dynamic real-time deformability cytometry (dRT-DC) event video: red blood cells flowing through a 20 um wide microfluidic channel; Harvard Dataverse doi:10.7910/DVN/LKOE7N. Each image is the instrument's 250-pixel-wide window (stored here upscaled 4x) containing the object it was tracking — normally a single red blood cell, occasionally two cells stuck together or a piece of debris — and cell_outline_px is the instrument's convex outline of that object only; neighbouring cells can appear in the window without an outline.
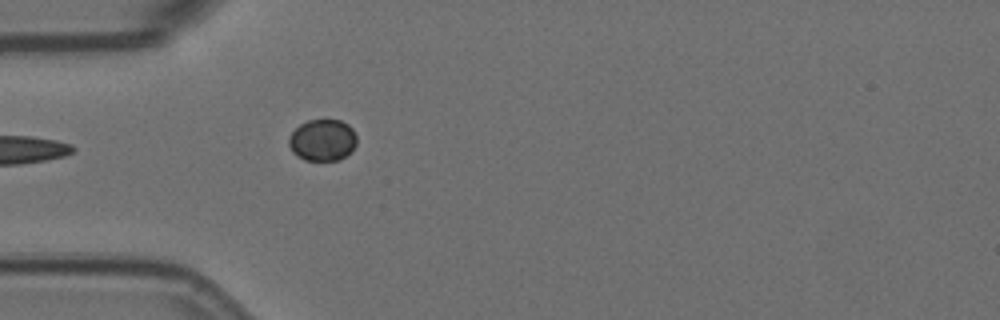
{"species": "Egyptian fruit bat (a non-hibernating species)", "species_latin": "Rousettus aegyptiacus", "temperature_condition": "room temperature", "stored_images_in_passage": 5, "camera_frame_rate_fps": 3000, "um_per_image_px": 0.085, "animal": {"sex": "female"}, "frame": {"image": 1, "passage_image": 5, "time_ms": 1.333, "image_size_px": [1000, 320], "cell_outline_px": [[356, 144], [352, 152], [340, 160], [304, 160], [296, 156], [292, 152], [288, 144], [288, 136], [300, 124], [308, 120], [340, 120], [348, 124], [352, 128], [356, 136]], "centroid_in_image_um": [27.41, 11.92], "position_along_channel_um": 57.6, "area_um2": 16.7}}